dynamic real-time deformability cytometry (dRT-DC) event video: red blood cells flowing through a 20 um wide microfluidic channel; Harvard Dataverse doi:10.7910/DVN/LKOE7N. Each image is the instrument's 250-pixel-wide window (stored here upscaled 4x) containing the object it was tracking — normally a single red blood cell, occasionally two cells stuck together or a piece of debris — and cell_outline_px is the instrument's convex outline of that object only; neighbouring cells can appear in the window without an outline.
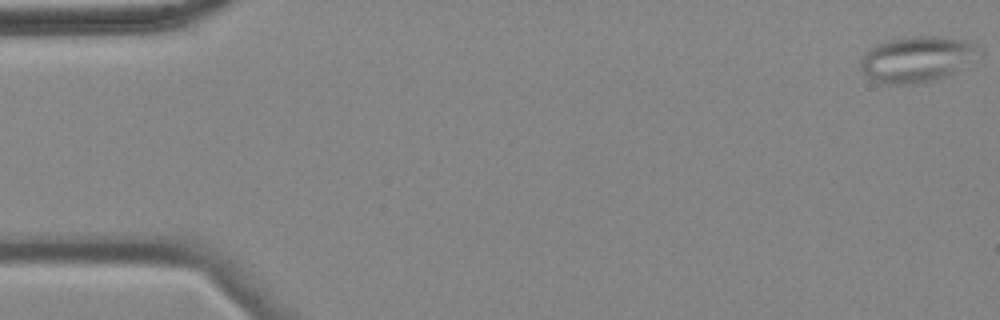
{"species": "common noctule bat (a hibernating species)", "species_latin": "Nyctalus noctula", "temperature_condition": "cold", "stored_images_in_passage": 57, "camera_frame_rate_fps": 3000, "um_per_image_px": 0.085, "animal": {"sex": "female", "body_mass_g": 18.4}, "frame": {"image": 1, "passage_image": 1, "time_ms": 0.0, "image_size_px": [1000, 320], "cell_outline_px": [[984, 52], [980, 56], [948, 76], [916, 84], [880, 84], [872, 80], [860, 68], [860, 60], [864, 52], [868, 48], [876, 44], [908, 36], [944, 36], [972, 40]], "centroid_in_image_um": [77.99, 5.01], "position_along_channel_um": 7.0, "area_um2": 32.31}}
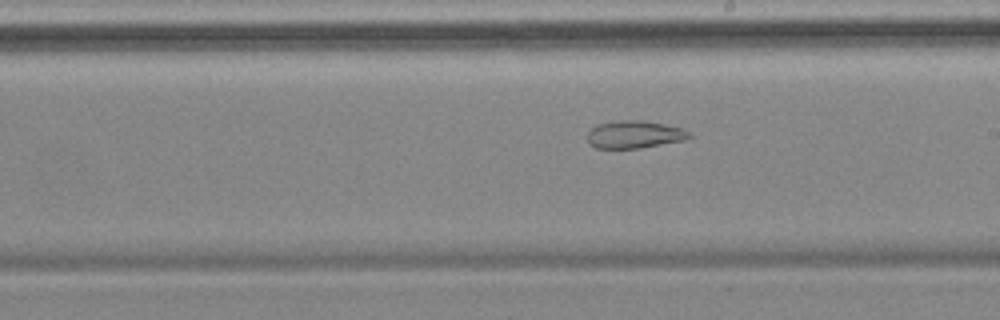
{"frame": {"image": 2, "passage_image": 32, "time_ms": 10.333, "image_size_px": [1000, 320], "cell_outline_px": [[692, 136], [688, 140], [640, 148], [596, 148], [588, 144], [588, 132], [596, 124], [624, 120], [636, 120], [664, 124], [684, 128]], "centroid_in_image_um": [53.95, 11.44], "position_along_channel_um": 235.0, "area_um2": 16.42}}
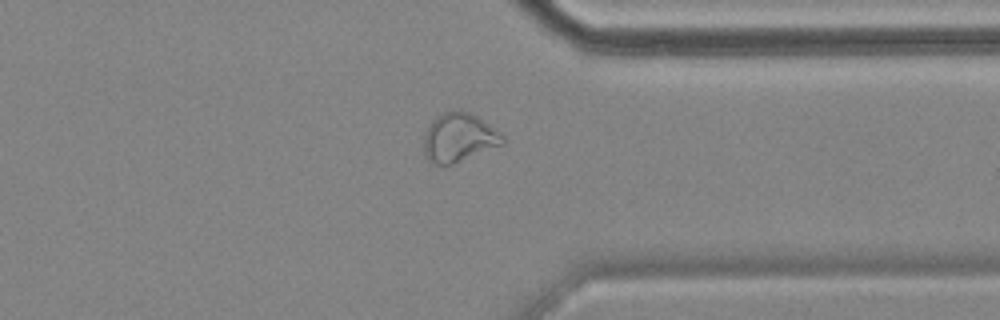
{"frame": {"image": 3, "passage_image": 44, "time_ms": 14.333, "image_size_px": [1000, 320], "cell_outline_px": [[504, 144], [452, 164], [432, 164], [424, 156], [424, 132], [432, 120], [436, 116], [444, 112], [456, 108], [472, 112], [500, 132], [504, 136]], "centroid_in_image_um": [38.99, 11.66], "position_along_channel_um": 372.4, "area_um2": 22.72}, "authors_computed_cell_mechanics": {"area_um2": 24.1026, "velocity_mm_per_s": 3.497, "shape_relaxation_time_tau1_ms": null, "shape_relaxation_time_tau2_ms": 3.3464, "deformation_change_tau1": null, "deformation_change_tau2": 0.11}}